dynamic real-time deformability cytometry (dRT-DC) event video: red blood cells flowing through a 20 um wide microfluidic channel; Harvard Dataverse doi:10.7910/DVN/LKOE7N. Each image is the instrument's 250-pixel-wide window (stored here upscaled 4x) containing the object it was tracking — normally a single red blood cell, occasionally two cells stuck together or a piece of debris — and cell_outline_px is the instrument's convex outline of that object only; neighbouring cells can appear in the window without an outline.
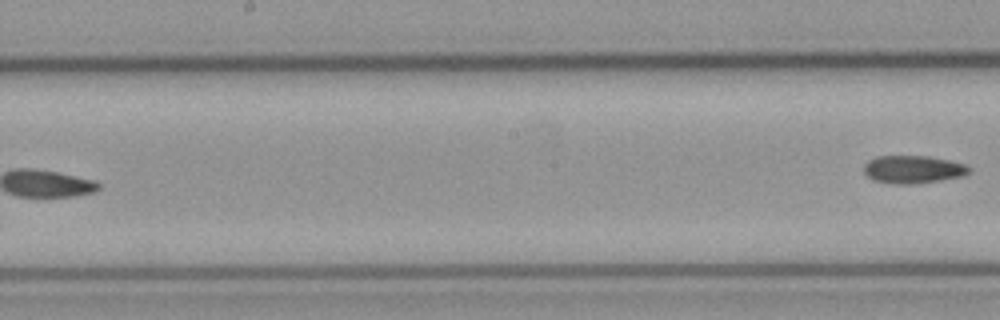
{"species": "common noctule bat (a hibernating species)", "species_latin": "Nyctalus noctula", "temperature_condition": "cold", "stored_images_in_passage": 8, "segment_of_instrument_passage": [2, 2], "camera_frame_rate_fps": 3000, "um_per_image_px": 0.085, "animal": {"sex": "male", "body_mass_g": 23.1, "forearm_length_mm": 52.7}, "frame": {"image": 1, "passage_image": 8, "time_ms": 9.0, "image_size_px": [1000, 320], "cell_outline_px": [[968, 172], [960, 176], [940, 180], [912, 184], [896, 184], [872, 180], [864, 172], [864, 164], [868, 160], [876, 156], [928, 156], [948, 160], [964, 164], [968, 168]], "centroid_in_image_um": [77.53, 14.39], "position_along_channel_um": 170.7, "area_um2": 16.82}}